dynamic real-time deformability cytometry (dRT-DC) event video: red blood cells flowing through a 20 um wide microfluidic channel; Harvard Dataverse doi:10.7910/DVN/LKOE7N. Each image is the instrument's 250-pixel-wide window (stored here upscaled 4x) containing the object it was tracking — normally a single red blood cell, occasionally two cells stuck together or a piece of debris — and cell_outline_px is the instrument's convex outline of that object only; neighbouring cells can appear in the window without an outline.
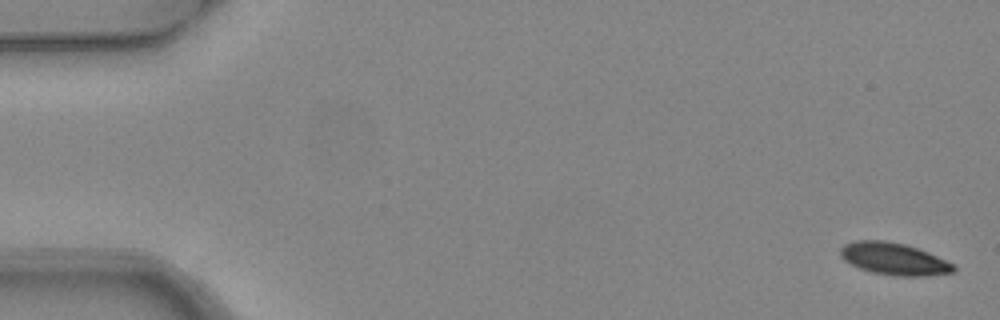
{"species": "common noctule bat (a hibernating species)", "species_latin": "Nyctalus noctula", "temperature_condition": "warm", "stored_images_in_passage": 5, "camera_frame_rate_fps": 3000, "um_per_image_px": 0.085, "animal": {"sex": "female", "body_mass_g": 24.6, "forearm_length_mm": 56.2}, "frame": {"image": 1, "passage_image": 1, "time_ms": 0.0, "image_size_px": [1000, 320], "cell_outline_px": [[956, 268], [952, 272], [924, 276], [896, 276], [872, 272], [860, 268], [844, 260], [840, 256], [840, 248], [844, 244], [856, 240], [884, 240], [904, 244], [928, 252], [952, 264]], "centroid_in_image_um": [75.94, 22.0], "position_along_channel_um": 9.1, "area_um2": 20.92}}
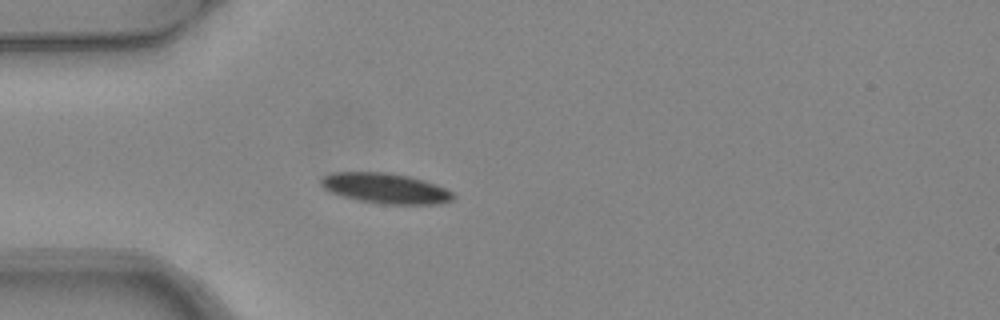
{"frame": {"image": 2, "passage_image": 5, "time_ms": 1.333, "image_size_px": [1000, 320], "cell_outline_px": [[456, 196], [452, 200], [440, 204], [384, 204], [356, 200], [340, 196], [328, 192], [320, 184], [320, 180], [324, 176], [332, 172], [392, 172], [424, 180], [436, 184], [452, 192]], "centroid_in_image_um": [32.74, 16.01], "position_along_channel_um": 52.3, "area_um2": 23.64}}